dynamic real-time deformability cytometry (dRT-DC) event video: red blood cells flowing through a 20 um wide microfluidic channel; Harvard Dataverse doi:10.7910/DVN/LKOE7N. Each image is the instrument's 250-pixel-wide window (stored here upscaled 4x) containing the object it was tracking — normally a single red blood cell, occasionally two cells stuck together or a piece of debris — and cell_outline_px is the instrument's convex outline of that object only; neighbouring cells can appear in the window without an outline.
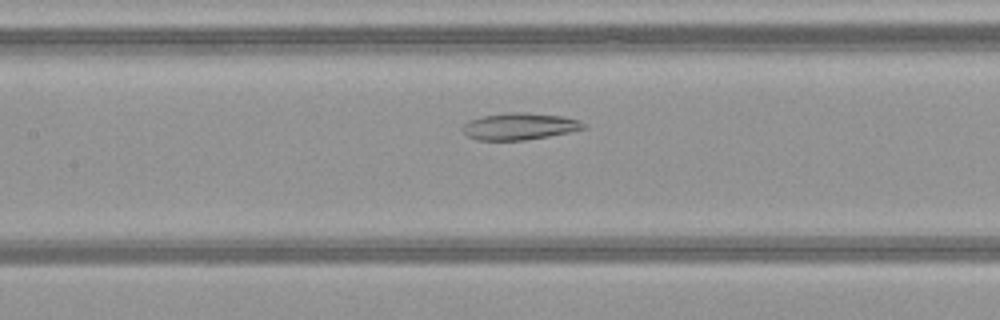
{"species": "common noctule bat (a hibernating species)", "species_latin": "Nyctalus noctula", "temperature_condition": "warm", "stored_images_in_passage": 38, "camera_frame_rate_fps": 3000, "um_per_image_px": 0.085, "animal": {"sex": "female", "body_mass_g": 21.9}, "frame": {"image": 1, "passage_image": 14, "time_ms": 4.333, "image_size_px": [1000, 320], "cell_outline_px": [[588, 128], [548, 136], [524, 140], [476, 140], [468, 136], [460, 128], [468, 120], [484, 116], [508, 112], [524, 112], [564, 116], [580, 120]], "centroid_in_image_um": [44.16, 10.73], "position_along_channel_um": 163.2, "area_um2": 18.96}}
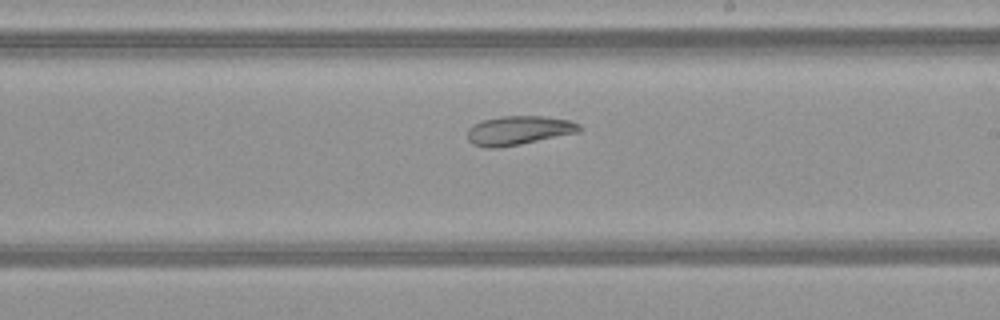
{"frame": {"image": 2, "passage_image": 20, "time_ms": 6.333, "image_size_px": [1000, 320], "cell_outline_px": [[584, 128], [580, 132], [520, 144], [496, 148], [484, 148], [472, 144], [468, 140], [468, 128], [472, 124], [484, 120], [500, 116], [544, 116], [572, 120], [580, 124]], "centroid_in_image_um": [44.11, 11.08], "position_along_channel_um": 244.9, "area_um2": 19.19}}
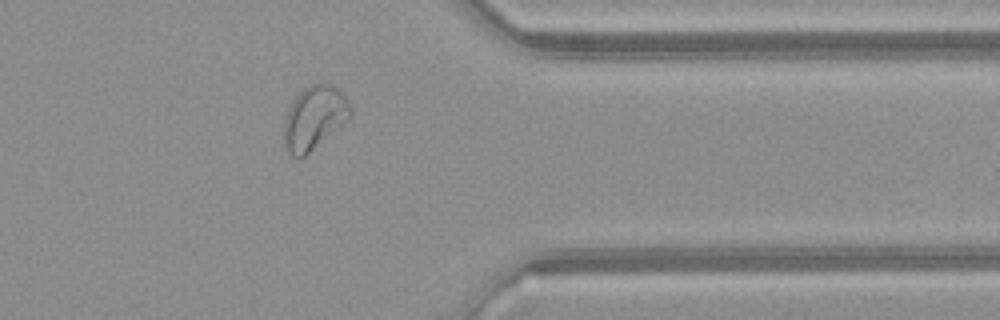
{"frame": {"image": 3, "passage_image": 31, "time_ms": 10.0, "image_size_px": [1000, 320], "cell_outline_px": [[352, 116], [348, 120], [300, 160], [296, 160], [284, 148], [284, 124], [288, 112], [296, 96], [304, 88], [312, 84], [332, 84], [348, 100], [352, 108]], "centroid_in_image_um": [26.72, 10.05], "position_along_channel_um": 384.7, "area_um2": 24.45}}